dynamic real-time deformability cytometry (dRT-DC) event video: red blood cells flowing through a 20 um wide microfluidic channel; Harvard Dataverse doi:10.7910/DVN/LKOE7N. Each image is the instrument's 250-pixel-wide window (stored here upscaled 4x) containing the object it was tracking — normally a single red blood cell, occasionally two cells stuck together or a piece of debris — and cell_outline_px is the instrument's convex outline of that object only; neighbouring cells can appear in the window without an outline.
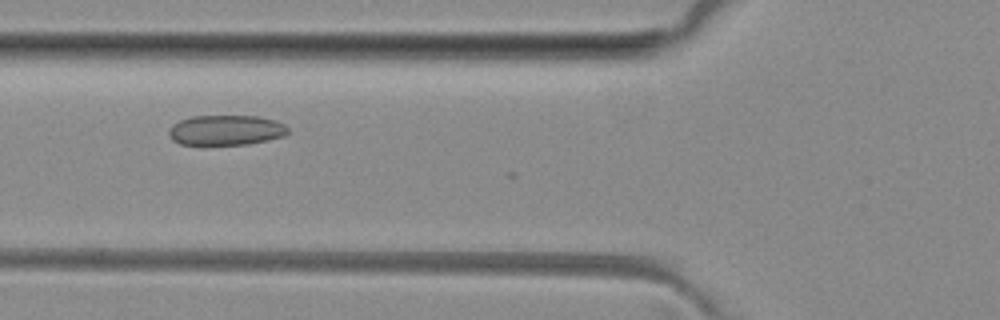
{"species": "common noctule bat (a hibernating species)", "species_latin": "Nyctalus noctula", "temperature_condition": "room temperature", "stored_images_in_passage": 3, "camera_frame_rate_fps": 3000, "um_per_image_px": 0.085, "animal": {"sex": "female", "body_mass_g": 29.2, "forearm_length_mm": 56.3}, "frame": {"image": 1, "passage_image": 2, "time_ms": 1.0, "image_size_px": [1000, 320], "cell_outline_px": [[288, 132], [284, 136], [268, 140], [248, 144], [180, 144], [172, 140], [168, 136], [168, 132], [172, 124], [180, 120], [192, 116], [256, 116], [276, 120], [284, 124], [288, 128]], "centroid_in_image_um": [19.2, 11.06], "position_along_channel_um": 106.6, "area_um2": 20.92}}